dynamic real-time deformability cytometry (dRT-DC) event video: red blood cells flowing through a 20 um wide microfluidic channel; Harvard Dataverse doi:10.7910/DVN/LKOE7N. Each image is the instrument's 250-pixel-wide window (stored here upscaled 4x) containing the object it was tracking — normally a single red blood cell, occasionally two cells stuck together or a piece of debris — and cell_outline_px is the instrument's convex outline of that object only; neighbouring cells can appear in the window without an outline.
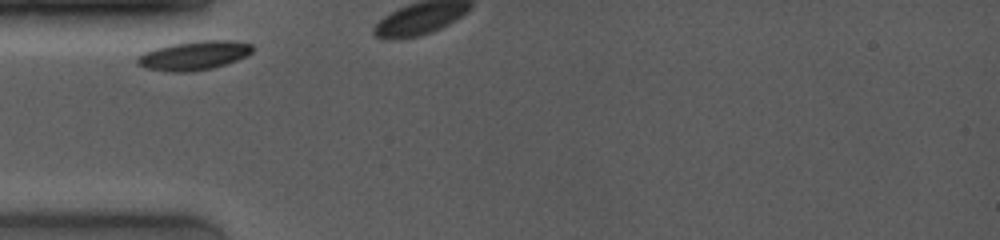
{"species": "common noctule bat (a hibernating species)", "species_latin": "Nyctalus noctula", "temperature_condition": "room temperature", "stored_images_in_passage": 5, "camera_frame_rate_fps": 4000, "um_per_image_px": 0.085, "animal": {"sex": "female", "body_mass_g": 19.0, "forearm_length_mm": 53.3}, "frame": {"image": 1, "passage_image": 1, "time_ms": 0.0, "image_size_px": [1000, 240], "cell_outline_px": [[252, 52], [248, 56], [212, 68], [192, 72], [172, 72], [144, 68], [136, 64], [136, 56], [144, 52], [156, 48], [172, 44], [200, 40], [224, 40], [252, 44]], "centroid_in_image_um": [16.44, 4.73], "position_along_channel_um": 68.6, "area_um2": 19.48}}